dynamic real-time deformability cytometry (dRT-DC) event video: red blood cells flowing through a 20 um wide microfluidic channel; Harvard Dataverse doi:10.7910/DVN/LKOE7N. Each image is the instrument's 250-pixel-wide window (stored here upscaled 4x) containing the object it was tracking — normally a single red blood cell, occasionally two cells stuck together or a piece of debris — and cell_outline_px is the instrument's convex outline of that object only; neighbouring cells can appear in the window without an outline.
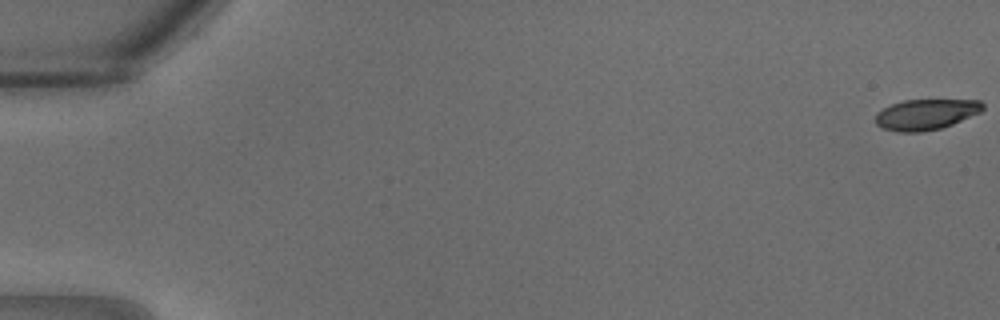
{"species": "common noctule bat (a hibernating species)", "species_latin": "Nyctalus noctula", "temperature_condition": "warm", "stored_images_in_passage": 15, "camera_frame_rate_fps": 3000, "um_per_image_px": 0.085, "animal": {"sex": "male", "body_mass_g": 18.8}, "frame": {"image": 1, "passage_image": 1, "time_ms": 0.0, "image_size_px": [1000, 320], "cell_outline_px": [[984, 108], [980, 112], [952, 124], [940, 128], [920, 132], [896, 132], [880, 128], [876, 124], [876, 112], [892, 104], [904, 100], [980, 100], [984, 104]], "centroid_in_image_um": [78.68, 9.73], "position_along_channel_um": 6.3, "area_um2": 19.13}}
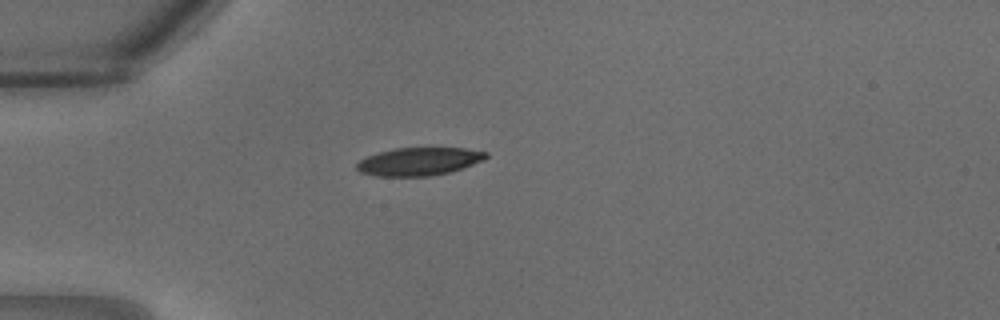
{"frame": {"image": 2, "passage_image": 10, "time_ms": 3.0, "image_size_px": [1000, 320], "cell_outline_px": [[488, 156], [484, 160], [448, 172], [428, 176], [376, 176], [360, 172], [356, 168], [356, 164], [360, 160], [368, 156], [392, 148], [464, 148], [488, 152]], "centroid_in_image_um": [35.6, 13.72], "position_along_channel_um": 49.4, "area_um2": 20.87}}
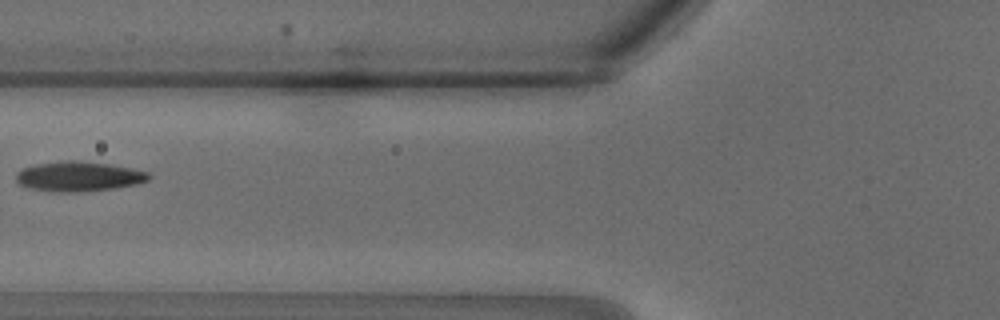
{"frame": {"image": 3, "passage_image": 14, "time_ms": 4.333, "image_size_px": [1000, 320], "cell_outline_px": [[152, 176], [148, 180], [136, 184], [116, 188], [80, 192], [52, 192], [28, 188], [20, 184], [16, 180], [16, 172], [24, 168], [36, 164], [64, 160], [76, 160], [108, 164], [132, 168], [148, 172]], "centroid_in_image_um": [6.69, 15.0], "position_along_channel_um": 119.1, "area_um2": 23.24}}